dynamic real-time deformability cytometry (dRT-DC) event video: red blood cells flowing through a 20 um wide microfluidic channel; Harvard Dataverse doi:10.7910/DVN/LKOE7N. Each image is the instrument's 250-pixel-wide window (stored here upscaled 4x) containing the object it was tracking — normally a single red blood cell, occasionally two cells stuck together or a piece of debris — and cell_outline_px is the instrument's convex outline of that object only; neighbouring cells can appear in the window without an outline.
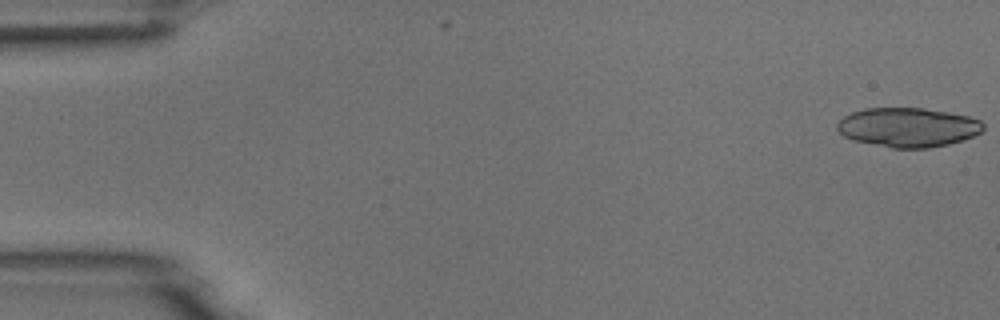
{"species": "common noctule bat (a hibernating species)", "species_latin": "Nyctalus noctula", "temperature_condition": "room temperature", "stored_images_in_passage": 10, "camera_frame_rate_fps": 3000, "um_per_image_px": 0.085, "animal": {"sex": "male", "body_mass_g": 18.8}, "frame": {"image": 1, "passage_image": 1, "time_ms": 0.0, "image_size_px": [1000, 320], "cell_outline_px": [[984, 128], [980, 132], [964, 140], [948, 144], [928, 148], [892, 148], [852, 140], [844, 136], [836, 128], [836, 124], [844, 116], [852, 112], [864, 108], [924, 108], [948, 112], [968, 116], [980, 120], [984, 124]], "centroid_in_image_um": [77.17, 10.82], "position_along_channel_um": 7.8, "area_um2": 33.52}}